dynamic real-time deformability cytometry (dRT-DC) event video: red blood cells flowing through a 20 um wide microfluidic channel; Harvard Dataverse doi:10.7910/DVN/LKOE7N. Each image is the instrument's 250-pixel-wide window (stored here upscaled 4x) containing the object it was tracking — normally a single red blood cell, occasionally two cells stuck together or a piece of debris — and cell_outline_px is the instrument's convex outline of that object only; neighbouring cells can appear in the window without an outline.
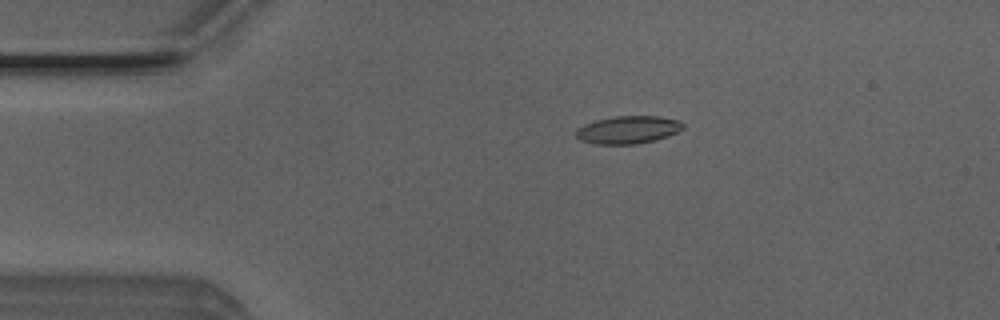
{"species": "Egyptian fruit bat (a non-hibernating species)", "species_latin": "Rousettus aegyptiacus", "temperature_condition": "room temperature", "stored_images_in_passage": 52, "camera_frame_rate_fps": 3000, "um_per_image_px": 0.085, "animal": {"sex": "male"}, "frame": {"image": 1, "passage_image": 10, "time_ms": 3.0, "image_size_px": [1000, 320], "cell_outline_px": [[684, 128], [668, 136], [656, 140], [636, 144], [596, 144], [580, 140], [576, 136], [576, 128], [584, 124], [596, 120], [616, 116], [660, 116], [680, 120], [684, 124]], "centroid_in_image_um": [53.4, 11.03], "position_along_channel_um": 31.6, "area_um2": 17.4}}
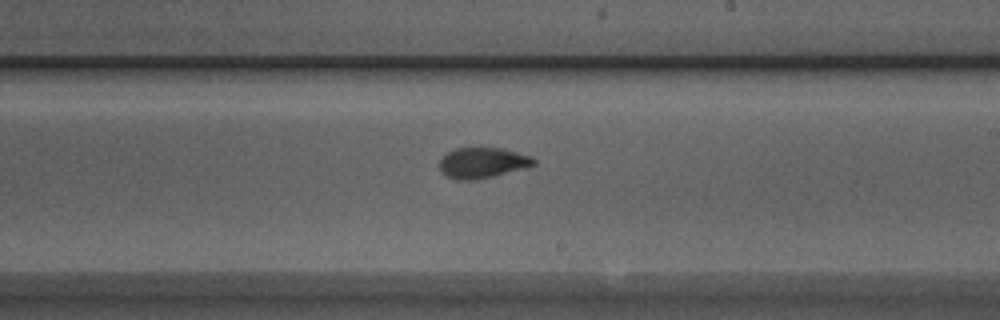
{"frame": {"image": 2, "passage_image": 30, "time_ms": 9.667, "image_size_px": [1000, 320], "cell_outline_px": [[536, 164], [492, 176], [476, 180], [456, 180], [440, 172], [440, 160], [448, 152], [456, 148], [500, 148], [532, 156], [536, 160]], "centroid_in_image_um": [40.99, 13.84], "position_along_channel_um": 248.0, "area_um2": 16.53}}
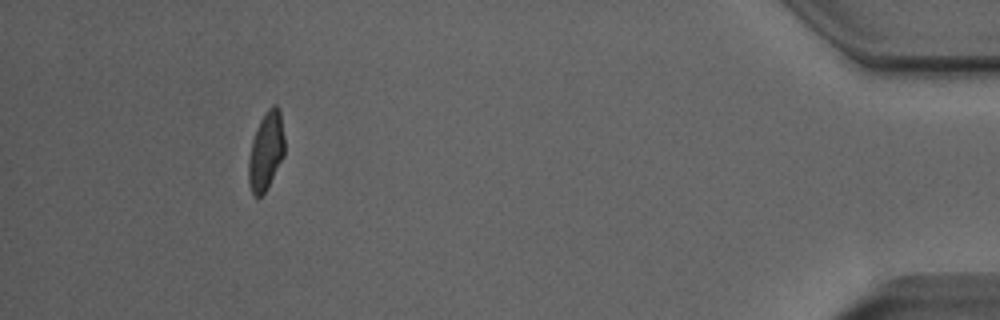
{"frame": {"image": 3, "passage_image": 48, "time_ms": 15.667, "image_size_px": [1000, 320], "cell_outline_px": [[284, 156], [268, 188], [260, 196], [256, 196], [252, 192], [248, 184], [248, 160], [252, 140], [256, 128], [264, 112], [272, 104], [276, 104], [280, 108], [284, 136]], "centroid_in_image_um": [22.61, 12.8], "position_along_channel_um": 412.6, "area_um2": 16.7}, "authors_computed_cell_mechanics": {"area_um2": 16.6753, "velocity_mm_per_s": 3.8927, "shape_relaxation_time_tau1_ms": 3.4476, "shape_relaxation_time_tau2_ms": 1.3712, "deformation_change_tau1": 0.1518, "deformation_change_tau2": 0.072}}